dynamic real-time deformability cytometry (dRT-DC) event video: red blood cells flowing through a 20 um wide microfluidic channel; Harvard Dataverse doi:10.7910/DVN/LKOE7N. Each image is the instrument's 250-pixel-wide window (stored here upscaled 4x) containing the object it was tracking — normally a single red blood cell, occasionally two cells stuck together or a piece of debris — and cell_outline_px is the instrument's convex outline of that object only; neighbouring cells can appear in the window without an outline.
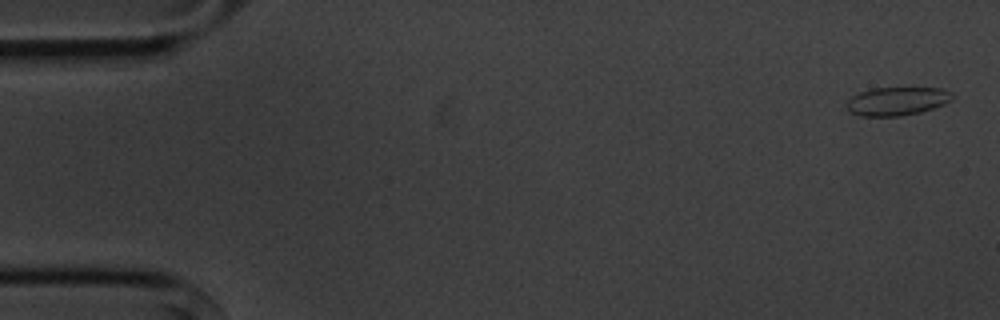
{"species": "common noctule bat (a hibernating species)", "species_latin": "Nyctalus noctula", "temperature_condition": "cold", "stored_images_in_passage": 4, "camera_frame_rate_fps": 3000, "um_per_image_px": 0.085, "animal": {"sex": "male", "body_mass_g": 20.1, "forearm_length_mm": 53.5}, "frame": {"image": 1, "passage_image": 1, "time_ms": 0.0, "image_size_px": [1000, 320], "cell_outline_px": [[952, 100], [944, 104], [920, 112], [900, 116], [860, 116], [848, 112], [848, 100], [852, 96], [860, 92], [872, 88], [940, 88], [952, 92]], "centroid_in_image_um": [76.24, 8.6], "position_along_channel_um": 8.8, "area_um2": 17.4}}
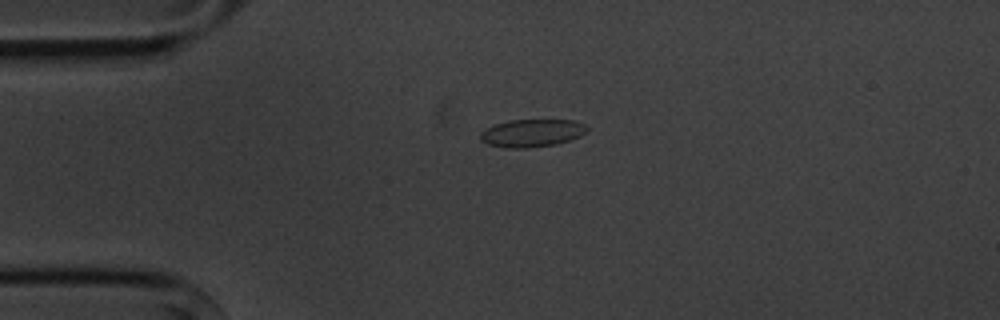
{"frame": {"image": 2, "passage_image": 4, "time_ms": 3.667, "image_size_px": [1000, 320], "cell_outline_px": [[588, 128], [580, 136], [556, 144], [528, 148], [504, 148], [488, 144], [480, 140], [480, 132], [496, 124], [508, 120], [576, 120], [584, 124]], "centroid_in_image_um": [45.19, 11.31], "position_along_channel_um": 39.8, "area_um2": 17.17}}